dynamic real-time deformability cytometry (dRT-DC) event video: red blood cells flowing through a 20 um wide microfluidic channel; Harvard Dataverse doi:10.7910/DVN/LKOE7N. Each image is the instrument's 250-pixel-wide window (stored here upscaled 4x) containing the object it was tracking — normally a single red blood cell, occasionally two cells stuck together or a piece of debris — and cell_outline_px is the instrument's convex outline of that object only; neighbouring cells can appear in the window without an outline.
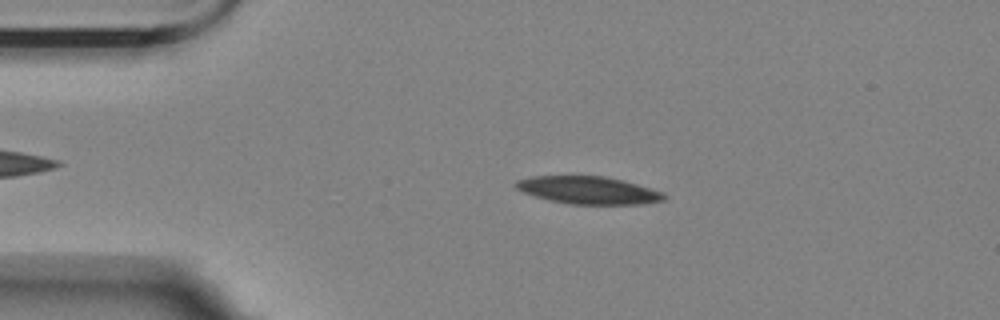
{"species": "Egyptian fruit bat (a non-hibernating species)", "species_latin": "Rousettus aegyptiacus", "temperature_condition": "room temperature", "stored_images_in_passage": 25, "camera_frame_rate_fps": 3000, "um_per_image_px": 0.085, "animal": {"sex": "female"}, "frame": {"image": 1, "passage_image": 10, "time_ms": 3.0, "image_size_px": [1000, 320], "cell_outline_px": [[668, 196], [664, 200], [644, 204], [572, 204], [548, 200], [524, 192], [516, 188], [512, 184], [516, 180], [532, 176], [604, 176], [624, 180], [664, 192]], "centroid_in_image_um": [50.03, 16.16], "position_along_channel_um": 35.0, "area_um2": 23.93}}
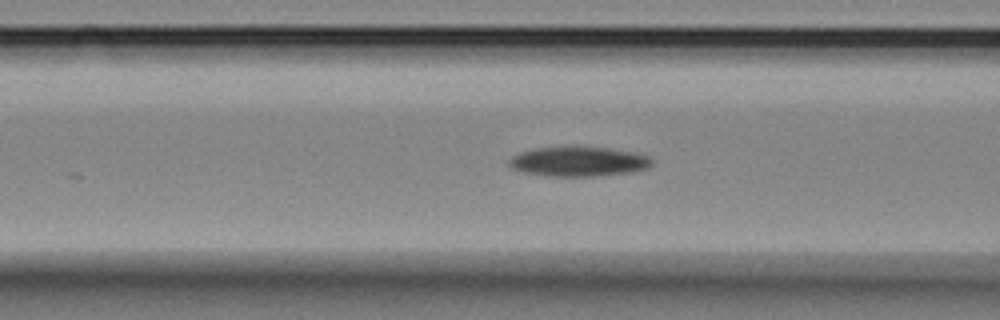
{"frame": {"image": 2, "passage_image": 20, "time_ms": 6.333, "image_size_px": [1000, 320], "cell_outline_px": [[652, 164], [648, 168], [632, 172], [596, 176], [544, 176], [524, 172], [512, 168], [508, 164], [508, 160], [512, 156], [520, 152], [532, 148], [568, 144], [580, 144], [612, 148], [636, 152], [648, 156], [652, 160]], "centroid_in_image_um": [49.16, 13.68], "position_along_channel_um": 117.4, "area_um2": 25.89}}
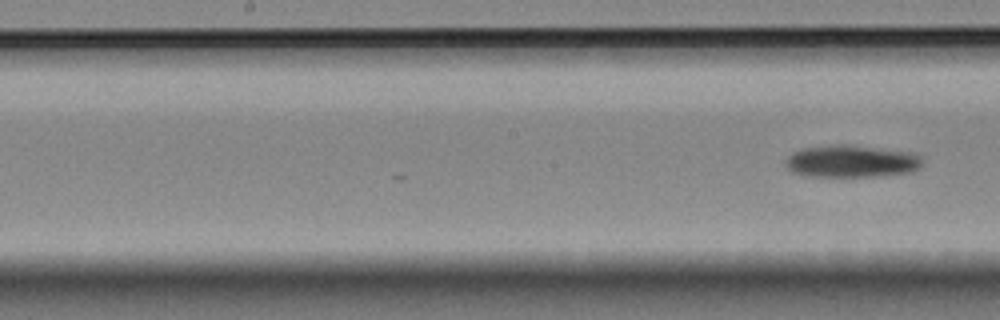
{"frame": {"image": 3, "passage_image": 25, "time_ms": 8.0, "image_size_px": [1000, 320], "cell_outline_px": [[924, 160], [920, 168], [912, 172], [876, 176], [804, 176], [792, 172], [784, 164], [788, 156], [792, 152], [804, 148], [832, 144], [840, 144], [916, 152]], "centroid_in_image_um": [72.4, 13.71], "position_along_channel_um": 175.8, "area_um2": 25.95}}